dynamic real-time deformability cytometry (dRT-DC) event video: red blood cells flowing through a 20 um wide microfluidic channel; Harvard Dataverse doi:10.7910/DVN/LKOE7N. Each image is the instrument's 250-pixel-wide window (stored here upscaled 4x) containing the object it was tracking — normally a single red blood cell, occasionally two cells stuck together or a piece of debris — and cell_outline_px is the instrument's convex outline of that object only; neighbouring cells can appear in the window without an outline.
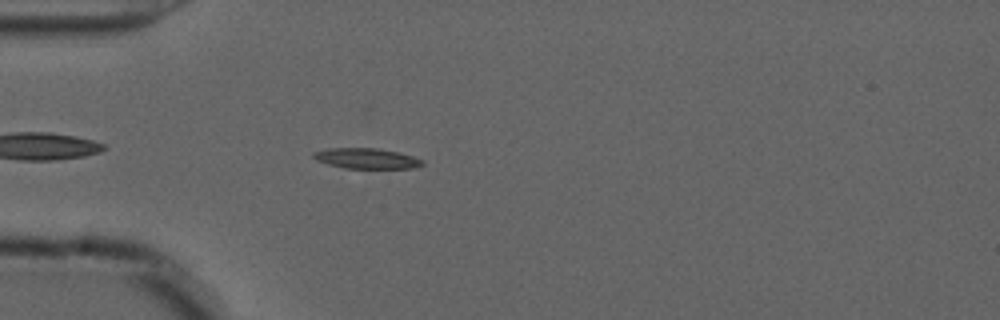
{"species": "common noctule bat (a hibernating species)", "species_latin": "Nyctalus noctula", "temperature_condition": "cold", "stored_images_in_passage": 44, "camera_frame_rate_fps": 3000, "um_per_image_px": 0.085, "animal": {"sex": "male", "forearm_length_mm": 52.5}, "frame": {"image": 1, "passage_image": 5, "time_ms": 1.333, "image_size_px": [1000, 320], "cell_outline_px": [[424, 164], [412, 168], [344, 168], [328, 164], [316, 160], [312, 156], [312, 152], [332, 148], [376, 148], [396, 152], [412, 156], [424, 160]], "centroid_in_image_um": [31.13, 13.47], "position_along_channel_um": 53.9, "area_um2": 12.83}}
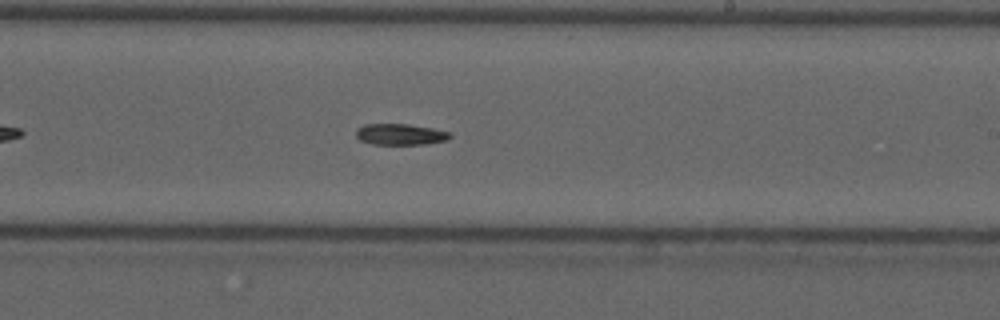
{"frame": {"image": 2, "passage_image": 22, "time_ms": 7.0, "image_size_px": [1000, 320], "cell_outline_px": [[452, 136], [448, 140], [424, 144], [372, 144], [360, 140], [356, 136], [356, 128], [364, 124], [408, 124], [432, 128], [452, 132]], "centroid_in_image_um": [34.04, 11.41], "position_along_channel_um": 255.0, "area_um2": 11.68}}
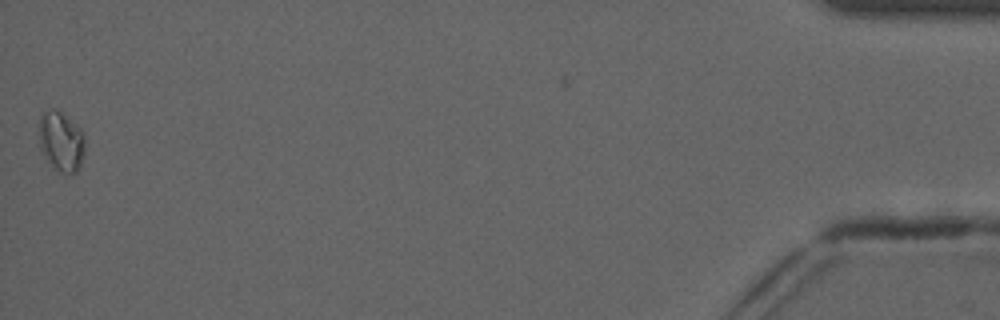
{"frame": {"image": 3, "passage_image": 44, "time_ms": 14.333, "image_size_px": [1000, 320], "cell_outline_px": [[84, 152], [80, 164], [76, 172], [60, 172], [52, 168], [40, 148], [40, 116], [44, 112], [52, 108], [56, 108], [80, 128], [84, 136]], "centroid_in_image_um": [5.19, 12.01], "position_along_channel_um": 430.0, "area_um2": 15.78}}